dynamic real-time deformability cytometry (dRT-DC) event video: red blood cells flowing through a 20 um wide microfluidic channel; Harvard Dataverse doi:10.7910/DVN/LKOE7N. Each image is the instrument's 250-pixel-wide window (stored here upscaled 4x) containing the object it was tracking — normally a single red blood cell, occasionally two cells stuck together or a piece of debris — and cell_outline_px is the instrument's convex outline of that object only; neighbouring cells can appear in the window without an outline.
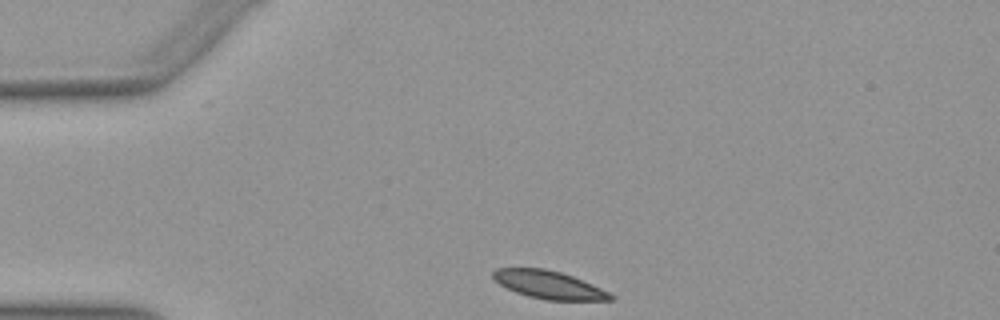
{"species": "Egyptian fruit bat (a non-hibernating species)", "species_latin": "Rousettus aegyptiacus", "temperature_condition": "warm", "stored_images_in_passage": 31, "camera_frame_rate_fps": 3000, "um_per_image_px": 0.085, "animal": {"sex": "female"}, "frame": {"image": 1, "passage_image": 1, "time_ms": 0.0, "image_size_px": [1000, 320], "cell_outline_px": [[616, 296], [612, 300], [544, 300], [528, 296], [516, 292], [500, 284], [492, 276], [492, 272], [496, 268], [544, 268], [560, 272], [572, 276], [592, 284]], "centroid_in_image_um": [46.65, 24.21], "position_along_channel_um": 38.3, "area_um2": 18.96}}
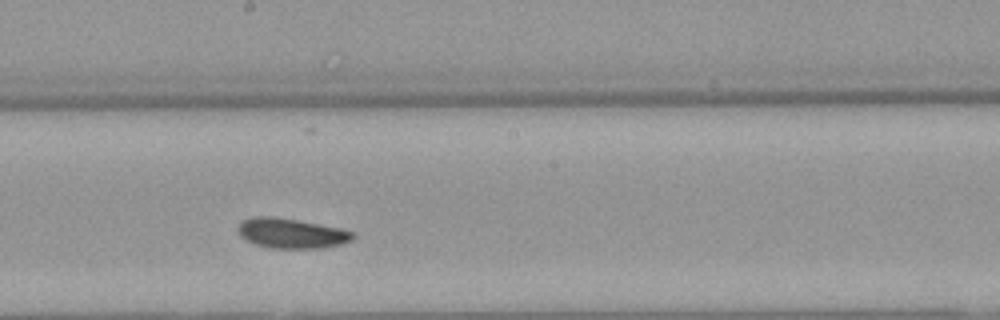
{"frame": {"image": 2, "passage_image": 18, "time_ms": 5.667, "image_size_px": [1000, 320], "cell_outline_px": [[356, 236], [352, 240], [340, 244], [320, 248], [272, 248], [256, 244], [244, 240], [240, 236], [236, 228], [244, 220], [252, 216], [272, 216], [300, 220], [340, 228], [356, 232]], "centroid_in_image_um": [24.77, 19.82], "position_along_channel_um": 223.4, "area_um2": 20.23}}
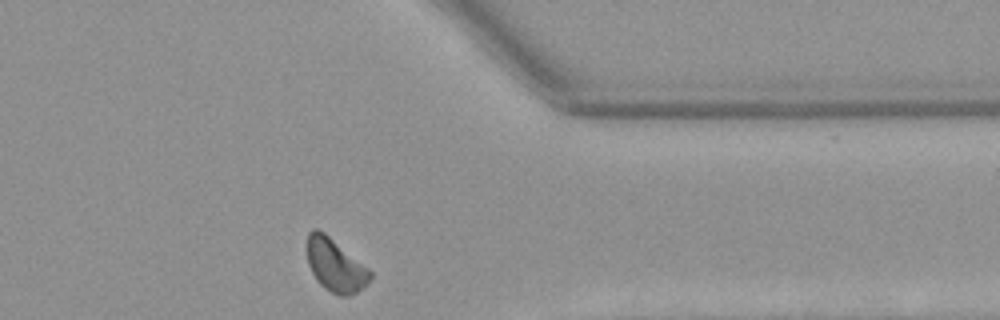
{"frame": {"image": 3, "passage_image": 31, "time_ms": 10.0, "image_size_px": [1000, 320], "cell_outline_px": [[372, 276], [356, 292], [348, 296], [340, 296], [324, 288], [316, 280], [308, 264], [308, 232], [312, 228], [316, 228], [324, 232], [368, 268], [372, 272]], "centroid_in_image_um": [28.47, 22.54], "position_along_channel_um": 382.9, "area_um2": 19.02}}